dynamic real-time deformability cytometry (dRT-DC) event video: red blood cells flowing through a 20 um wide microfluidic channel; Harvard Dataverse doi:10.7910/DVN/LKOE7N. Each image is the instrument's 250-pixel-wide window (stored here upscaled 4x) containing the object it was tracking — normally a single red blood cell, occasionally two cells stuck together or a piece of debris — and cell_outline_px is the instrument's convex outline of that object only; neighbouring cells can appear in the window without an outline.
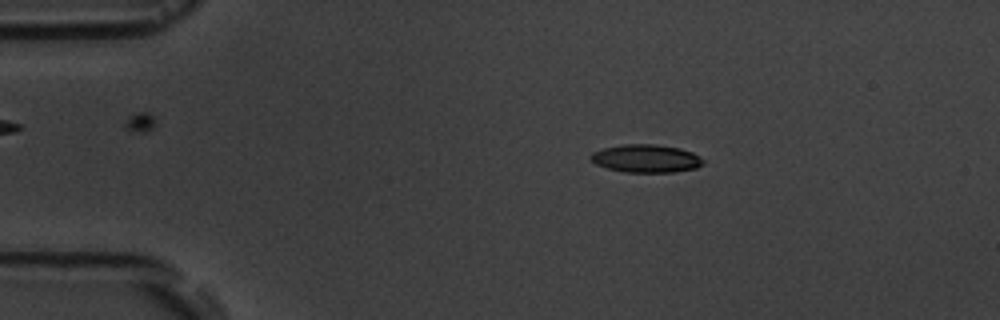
{"species": "common noctule bat (a hibernating species)", "species_latin": "Nyctalus noctula", "temperature_condition": "room temperature", "stored_images_in_passage": 5, "camera_frame_rate_fps": 3000, "um_per_image_px": 0.085, "animal": {"sex": "male", "body_mass_g": 19.5, "forearm_length_mm": 54.6}, "frame": {"image": 1, "passage_image": 3, "time_ms": 2.333, "image_size_px": [1000, 320], "cell_outline_px": [[704, 164], [696, 168], [672, 172], [624, 172], [608, 168], [596, 164], [588, 156], [592, 152], [604, 148], [624, 144], [656, 144], [680, 148], [692, 152], [700, 156], [704, 160]], "centroid_in_image_um": [54.93, 13.47], "position_along_channel_um": 30.1, "area_um2": 18.38}}
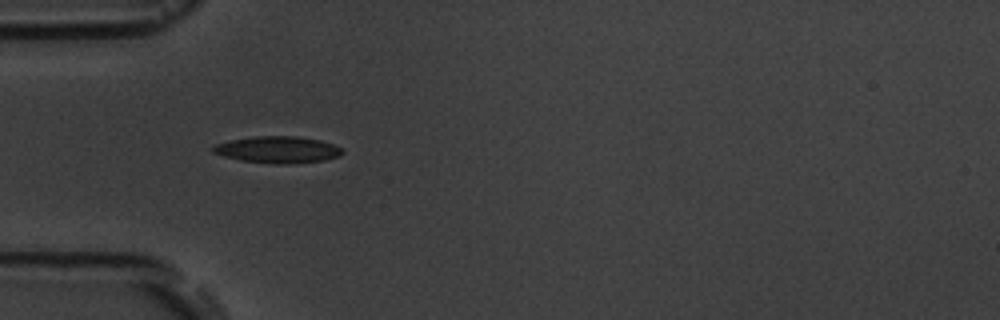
{"frame": {"image": 2, "passage_image": 5, "time_ms": 4.667, "image_size_px": [1000, 320], "cell_outline_px": [[344, 152], [340, 156], [324, 160], [288, 164], [276, 164], [240, 160], [224, 156], [212, 152], [212, 148], [216, 144], [232, 140], [256, 136], [296, 136], [320, 140], [332, 144], [340, 148]], "centroid_in_image_um": [23.62, 12.72], "position_along_channel_um": 61.4, "area_um2": 19.94}}